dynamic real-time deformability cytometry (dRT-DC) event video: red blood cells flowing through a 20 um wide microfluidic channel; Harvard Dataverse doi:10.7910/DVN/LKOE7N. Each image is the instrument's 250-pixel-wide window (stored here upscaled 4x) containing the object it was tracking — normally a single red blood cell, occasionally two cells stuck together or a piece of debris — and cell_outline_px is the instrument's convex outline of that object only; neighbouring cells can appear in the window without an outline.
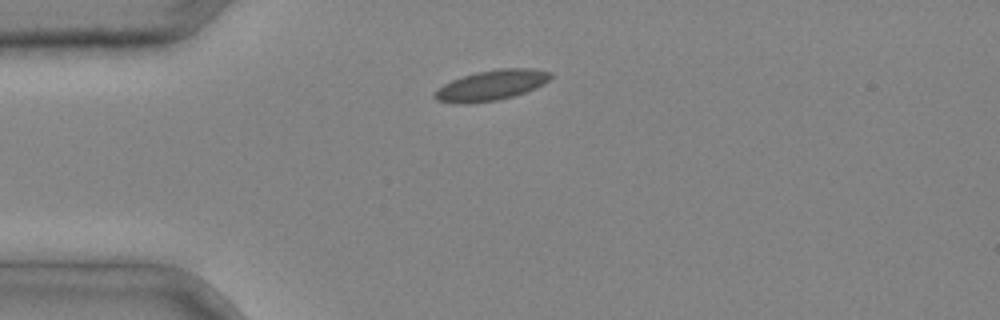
{"species": "common noctule bat (a hibernating species)", "species_latin": "Nyctalus noctula", "temperature_condition": "cold", "stored_images_in_passage": 1, "camera_frame_rate_fps": 3000, "um_per_image_px": 0.085, "animal": {"sex": "male", "body_mass_g": 20.4}, "frame": {"image": 1, "passage_image": 1, "time_ms": 0.0, "image_size_px": [1000, 320], "cell_outline_px": [[552, 76], [544, 84], [536, 88], [512, 96], [496, 100], [468, 104], [456, 104], [436, 100], [432, 96], [432, 92], [444, 84], [452, 80], [476, 72], [500, 68], [532, 68], [552, 72]], "centroid_in_image_um": [41.73, 7.25], "position_along_channel_um": 43.3, "area_um2": 20.58}}